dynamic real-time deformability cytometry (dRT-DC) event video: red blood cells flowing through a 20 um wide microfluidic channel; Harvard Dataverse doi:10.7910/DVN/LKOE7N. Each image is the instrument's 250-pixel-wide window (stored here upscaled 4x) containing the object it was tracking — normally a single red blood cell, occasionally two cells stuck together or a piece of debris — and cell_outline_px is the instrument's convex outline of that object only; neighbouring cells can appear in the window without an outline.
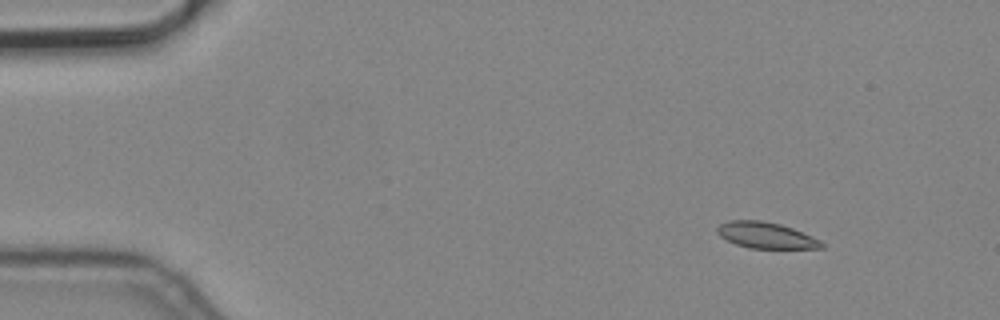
{"species": "common noctule bat (a hibernating species)", "species_latin": "Nyctalus noctula", "temperature_condition": "cold", "stored_images_in_passage": 4, "camera_frame_rate_fps": 3000, "um_per_image_px": 0.085, "animal": {"sex": "male", "body_mass_g": 19.2, "forearm_length_mm": 51.8}, "frame": {"image": 1, "passage_image": 2, "time_ms": 0.333, "image_size_px": [1000, 320], "cell_outline_px": [[824, 248], [748, 248], [736, 244], [720, 236], [716, 232], [716, 228], [720, 224], [728, 220], [760, 220], [780, 224], [792, 228], [812, 236], [820, 240], [824, 244]], "centroid_in_image_um": [65.09, 19.99], "position_along_channel_um": 19.9, "area_um2": 15.84}}